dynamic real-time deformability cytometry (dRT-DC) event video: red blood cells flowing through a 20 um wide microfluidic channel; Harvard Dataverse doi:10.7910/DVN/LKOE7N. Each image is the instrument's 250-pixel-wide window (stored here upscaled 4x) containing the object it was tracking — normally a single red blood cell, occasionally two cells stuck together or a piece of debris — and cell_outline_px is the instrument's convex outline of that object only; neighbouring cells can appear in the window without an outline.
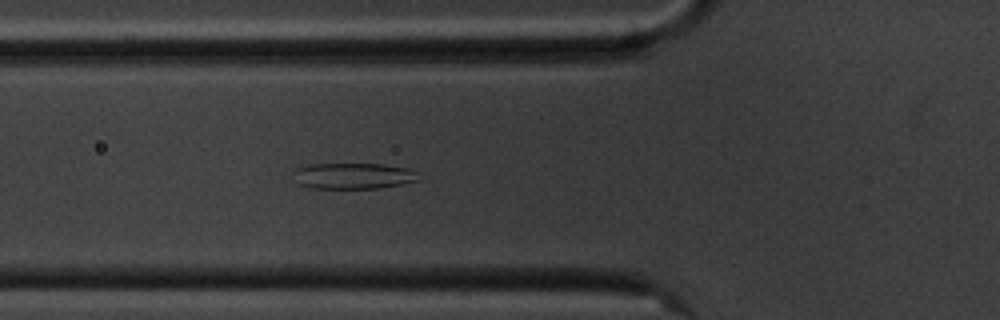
{"species": "common noctule bat (a hibernating species)", "species_latin": "Nyctalus noctula", "temperature_condition": "cold", "stored_images_in_passage": 56, "camera_frame_rate_fps": 3000, "um_per_image_px": 0.085, "animal": {"sex": "male", "body_mass_g": 20.1, "forearm_length_mm": 53.5}, "frame": {"image": 1, "passage_image": 20, "time_ms": 6.333, "image_size_px": [1000, 320], "cell_outline_px": [[420, 180], [380, 188], [312, 188], [300, 184], [292, 172], [296, 168], [308, 164], [384, 164], [408, 168], [420, 172]], "centroid_in_image_um": [30.08, 14.94], "position_along_channel_um": 95.7, "area_um2": 19.07}}
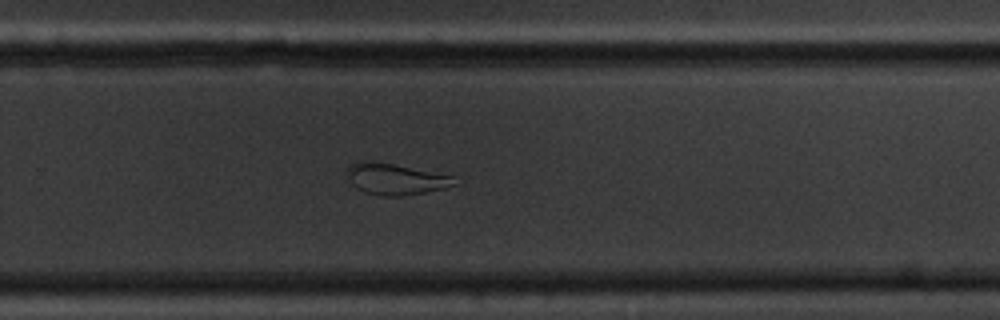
{"frame": {"image": 2, "passage_image": 37, "time_ms": 12.0, "image_size_px": [1000, 320], "cell_outline_px": [[456, 184], [444, 188], [424, 192], [400, 196], [380, 196], [364, 192], [356, 188], [352, 184], [348, 176], [348, 168], [352, 164], [360, 160], [372, 160], [456, 176]], "centroid_in_image_um": [33.62, 15.21], "position_along_channel_um": 296.2, "area_um2": 19.54}}
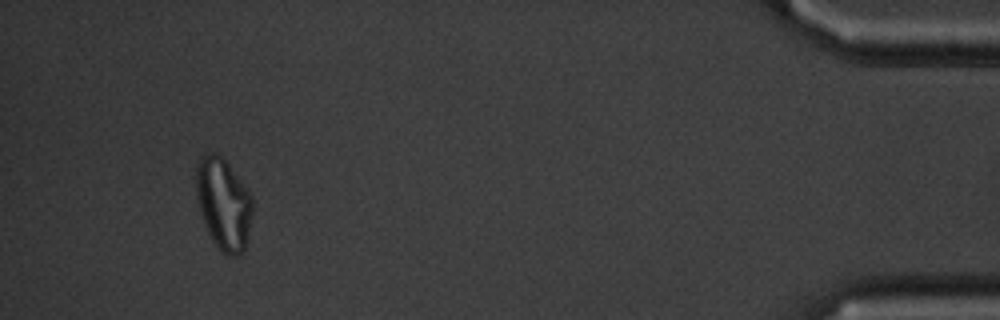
{"frame": {"image": 3, "passage_image": 53, "time_ms": 17.333, "image_size_px": [1000, 320], "cell_outline_px": [[252, 212], [244, 252], [236, 256], [228, 256], [220, 252], [212, 240], [204, 224], [200, 212], [196, 192], [196, 164], [200, 156], [208, 152], [216, 152], [228, 164], [252, 196]], "centroid_in_image_um": [18.97, 17.34], "position_along_channel_um": 416.2, "area_um2": 30.11}, "authors_computed_cell_mechanics": {"area_um2": 25.2586, "velocity_mm_per_s": 3.5378, "shape_relaxation_time_tau1_ms": null, "shape_relaxation_time_tau2_ms": 2.9944, "deformation_change_tau1": null, "deformation_change_tau2": 0.1191}}